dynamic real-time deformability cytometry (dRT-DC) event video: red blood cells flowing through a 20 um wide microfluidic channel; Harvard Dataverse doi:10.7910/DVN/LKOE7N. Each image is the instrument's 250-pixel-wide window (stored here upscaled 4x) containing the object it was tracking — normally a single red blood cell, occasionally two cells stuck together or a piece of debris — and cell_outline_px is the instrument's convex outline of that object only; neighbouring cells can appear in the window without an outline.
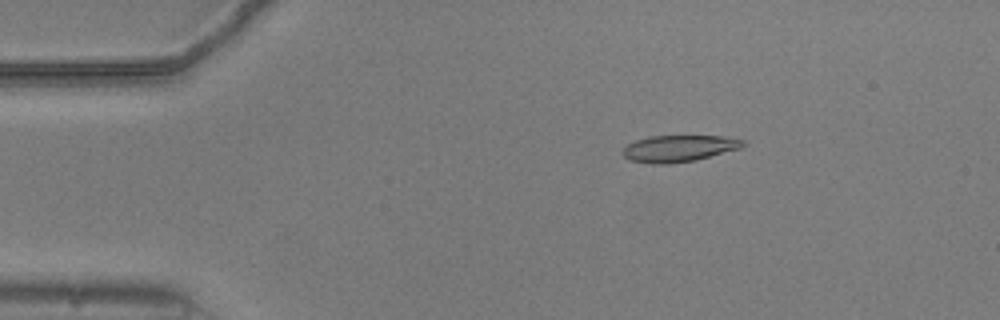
{"species": "common noctule bat (a hibernating species)", "species_latin": "Nyctalus noctula", "temperature_condition": "warm", "stored_images_in_passage": 52, "camera_frame_rate_fps": 3000, "um_per_image_px": 0.085, "animal": {"sex": "male", "body_mass_g": 20.5, "forearm_length_mm": 52.5}, "frame": {"image": 1, "passage_image": 9, "time_ms": 2.667, "image_size_px": [1000, 320], "cell_outline_px": [[748, 144], [740, 148], [696, 160], [668, 164], [652, 164], [628, 160], [620, 152], [628, 144], [636, 140], [648, 136], [720, 136], [744, 140]], "centroid_in_image_um": [57.68, 12.62], "position_along_channel_um": 27.3, "area_um2": 18.73}}
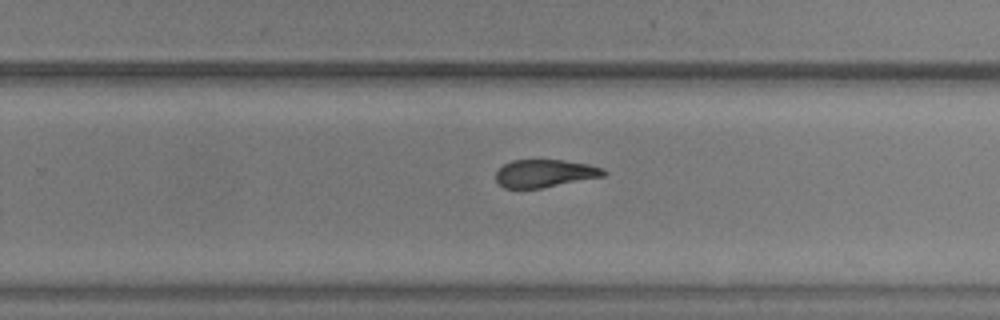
{"frame": {"image": 2, "passage_image": 34, "time_ms": 11.0, "image_size_px": [1000, 320], "cell_outline_px": [[608, 172], [604, 176], [540, 188], [504, 188], [496, 180], [496, 172], [504, 164], [512, 160], [564, 160], [588, 164], [604, 168]], "centroid_in_image_um": [46.32, 14.73], "position_along_channel_um": 283.5, "area_um2": 17.34}}
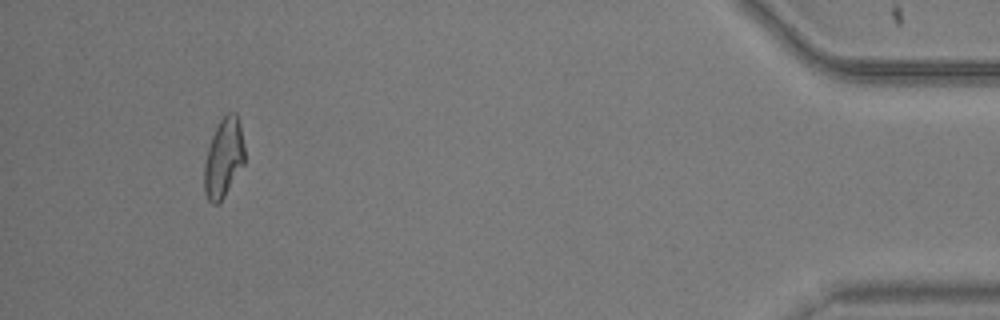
{"frame": {"image": 3, "passage_image": 50, "time_ms": 16.333, "image_size_px": [1000, 320], "cell_outline_px": [[244, 164], [220, 204], [212, 204], [208, 200], [204, 192], [204, 164], [208, 148], [212, 136], [220, 120], [228, 112], [236, 112], [240, 124], [244, 144]], "centroid_in_image_um": [19.01, 13.45], "position_along_channel_um": 416.2, "area_um2": 18.73}, "authors_computed_cell_mechanics": {"area_um2": 18.8139, "velocity_mm_per_s": 3.7805, "shape_relaxation_time_tau1_ms": 6.6989, "shape_relaxation_time_tau2_ms": 3.0029, "deformation_change_tau1": 0.1975, "deformation_change_tau2": 0.1032}}